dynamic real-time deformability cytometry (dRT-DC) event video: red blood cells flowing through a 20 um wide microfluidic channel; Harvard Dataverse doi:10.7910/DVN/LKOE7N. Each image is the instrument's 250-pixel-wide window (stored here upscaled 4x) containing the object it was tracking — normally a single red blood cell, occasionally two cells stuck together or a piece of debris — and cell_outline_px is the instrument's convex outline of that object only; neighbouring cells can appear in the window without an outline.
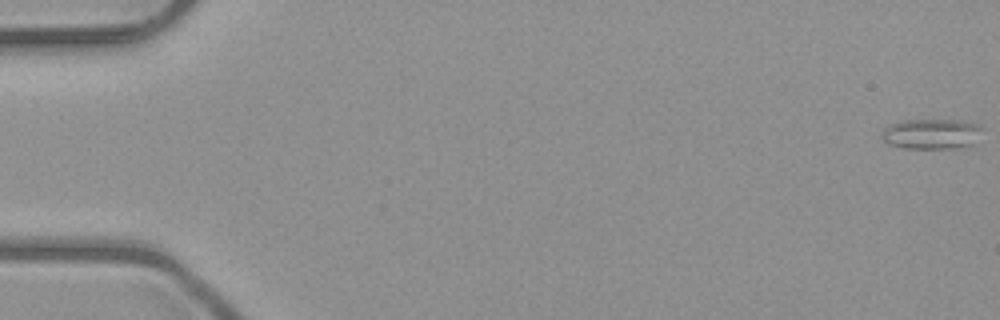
{"species": "common noctule bat (a hibernating species)", "species_latin": "Nyctalus noctula", "temperature_condition": "room temperature", "stored_images_in_passage": 52, "camera_frame_rate_fps": 3000, "um_per_image_px": 0.085, "animal": {"sex": "male", "body_mass_g": 23.1, "forearm_length_mm": 52.7}, "frame": {"image": 1, "passage_image": 1, "time_ms": 0.0, "image_size_px": [1000, 320], "cell_outline_px": [[984, 128], [976, 144], [968, 148], [904, 148], [888, 144], [884, 140], [884, 128], [888, 124], [900, 120], [960, 120], [976, 124]], "centroid_in_image_um": [79.26, 11.39], "position_along_channel_um": 5.7, "area_um2": 18.09}}
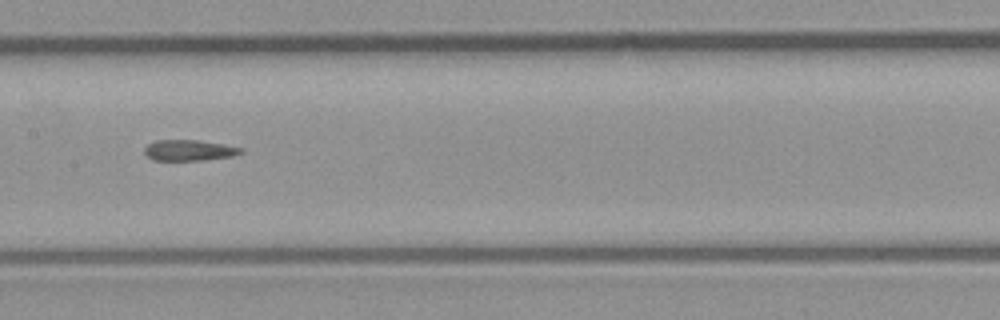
{"frame": {"image": 2, "passage_image": 27, "time_ms": 8.667, "image_size_px": [1000, 320], "cell_outline_px": [[244, 152], [232, 156], [204, 160], [152, 160], [144, 152], [144, 148], [148, 144], [156, 140], [196, 140], [244, 148]], "centroid_in_image_um": [16.07, 12.78], "position_along_channel_um": 191.3, "area_um2": 11.62}}
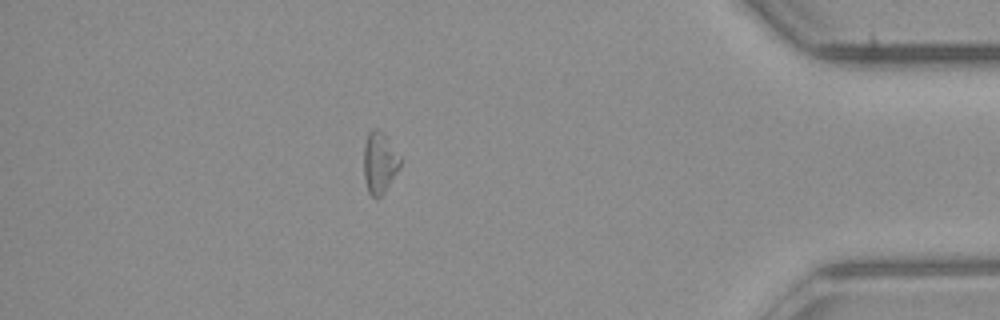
{"frame": {"image": 3, "passage_image": 46, "time_ms": 15.0, "image_size_px": [1000, 320], "cell_outline_px": [[400, 168], [384, 192], [376, 200], [368, 192], [364, 176], [364, 144], [368, 132], [372, 128], [380, 128], [384, 132], [400, 156]], "centroid_in_image_um": [32.26, 13.79], "position_along_channel_um": 402.9, "area_um2": 13.24}, "authors_computed_cell_mechanics": {"area_um2": 13.1206, "velocity_mm_per_s": 4.027, "shape_relaxation_time_tau1_ms": null, "shape_relaxation_time_tau2_ms": 3.7985, "deformation_change_tau1": null, "deformation_change_tau2": 0.1114}}